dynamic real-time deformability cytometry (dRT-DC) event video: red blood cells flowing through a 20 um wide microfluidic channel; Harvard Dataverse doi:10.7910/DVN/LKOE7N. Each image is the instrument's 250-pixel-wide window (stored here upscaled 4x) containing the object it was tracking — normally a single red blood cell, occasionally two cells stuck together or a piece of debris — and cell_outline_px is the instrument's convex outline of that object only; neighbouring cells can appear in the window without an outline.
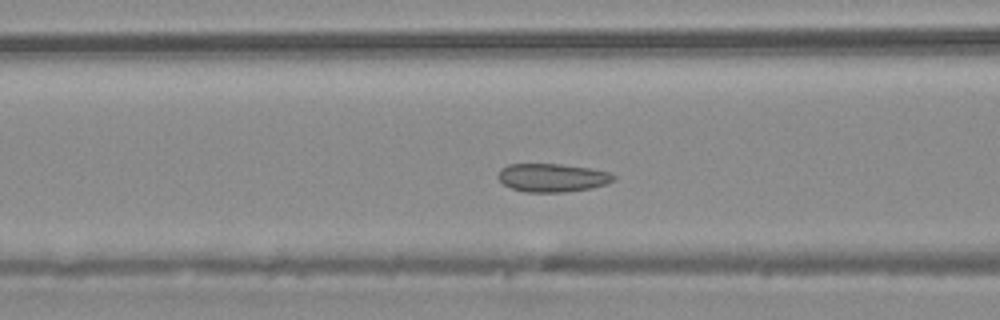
{"species": "common noctule bat (a hibernating species)", "species_latin": "Nyctalus noctula", "temperature_condition": "warm", "stored_images_in_passage": 39, "camera_frame_rate_fps": 3000, "um_per_image_px": 0.085, "animal": {"sex": "male", "body_mass_g": 20.4}, "frame": {"image": 1, "passage_image": 12, "time_ms": 3.667, "image_size_px": [1000, 320], "cell_outline_px": [[616, 180], [608, 184], [592, 188], [564, 192], [524, 192], [512, 188], [504, 184], [496, 176], [500, 168], [508, 164], [560, 164], [592, 168], [608, 172], [616, 176]], "centroid_in_image_um": [46.96, 15.1], "position_along_channel_um": 119.6, "area_um2": 19.31}}
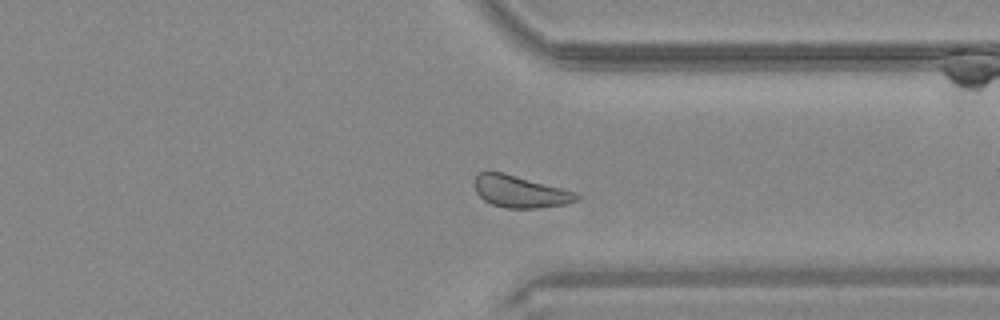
{"frame": {"image": 2, "passage_image": 28, "time_ms": 9.0, "image_size_px": [1000, 320], "cell_outline_px": [[580, 196], [576, 200], [564, 204], [536, 208], [508, 208], [492, 204], [484, 200], [476, 192], [476, 176], [480, 172], [504, 172], [576, 192]], "centroid_in_image_um": [44.21, 16.28], "position_along_channel_um": 367.2, "area_um2": 18.67}}